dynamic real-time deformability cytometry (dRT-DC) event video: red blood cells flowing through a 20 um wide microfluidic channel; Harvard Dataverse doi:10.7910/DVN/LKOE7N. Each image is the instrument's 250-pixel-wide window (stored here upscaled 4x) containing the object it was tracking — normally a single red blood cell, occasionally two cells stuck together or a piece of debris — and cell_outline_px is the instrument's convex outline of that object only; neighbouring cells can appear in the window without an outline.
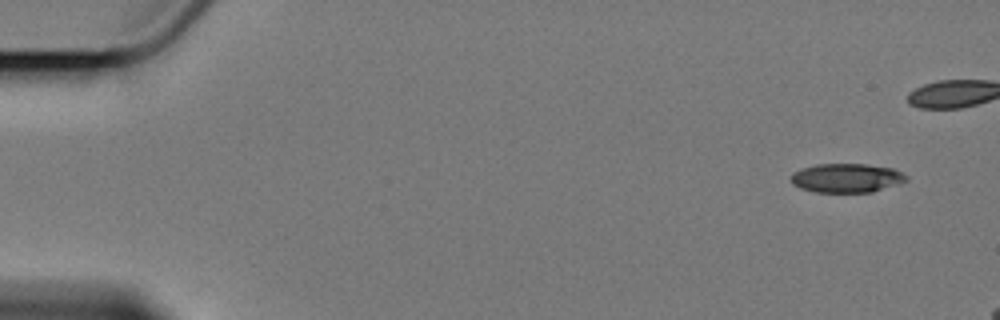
{"species": "Egyptian fruit bat (a non-hibernating species)", "species_latin": "Rousettus aegyptiacus", "temperature_condition": "cold", "stored_images_in_passage": 6, "camera_frame_rate_fps": 3000, "um_per_image_px": 0.085, "animal": {"sex": "female"}, "frame": {"image": 1, "passage_image": 1, "time_ms": 0.0, "image_size_px": [1000, 320], "cell_outline_px": [[908, 180], [900, 184], [872, 192], [816, 192], [800, 188], [792, 184], [792, 172], [816, 164], [864, 164], [892, 168], [908, 176]], "centroid_in_image_um": [71.98, 15.13], "position_along_channel_um": 13.0, "area_um2": 19.48}}